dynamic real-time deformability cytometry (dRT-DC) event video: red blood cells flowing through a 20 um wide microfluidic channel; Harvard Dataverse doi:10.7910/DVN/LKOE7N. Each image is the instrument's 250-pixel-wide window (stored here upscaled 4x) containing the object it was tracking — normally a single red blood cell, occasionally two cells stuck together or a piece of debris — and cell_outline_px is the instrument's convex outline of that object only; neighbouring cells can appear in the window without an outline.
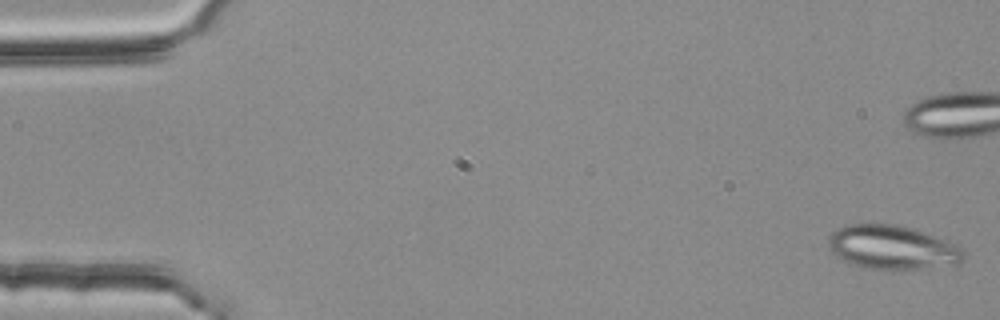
{"species": "common noctule bat (a hibernating species)", "species_latin": "Nyctalus noctula", "temperature_condition": "room temperature", "stored_images_in_passage": 5, "camera_frame_rate_fps": 3000, "um_per_image_px": 0.085, "animal": {"sex": "female", "body_mass_g": 25.1}, "frame": {"image": 1, "passage_image": 1, "time_ms": 0.0, "image_size_px": [1000, 320], "cell_outline_px": [[964, 260], [960, 264], [916, 268], [868, 268], [852, 264], [836, 256], [828, 248], [828, 236], [836, 228], [844, 224], [896, 224], [912, 228], [956, 244], [964, 248]], "centroid_in_image_um": [75.82, 21.0], "position_along_channel_um": 9.2, "area_um2": 34.45}}